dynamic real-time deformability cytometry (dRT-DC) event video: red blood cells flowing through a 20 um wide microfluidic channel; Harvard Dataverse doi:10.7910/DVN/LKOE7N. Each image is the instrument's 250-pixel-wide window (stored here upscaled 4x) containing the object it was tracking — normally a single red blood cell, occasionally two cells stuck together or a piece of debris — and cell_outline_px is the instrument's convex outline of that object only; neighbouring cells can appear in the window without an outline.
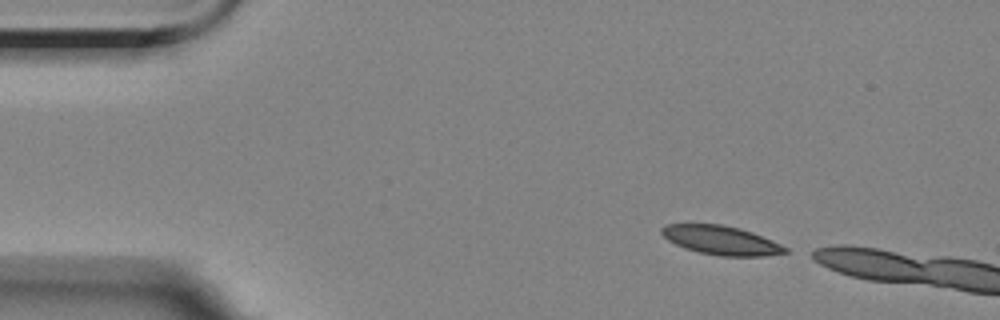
{"species": "Egyptian fruit bat (a non-hibernating species)", "species_latin": "Rousettus aegyptiacus", "temperature_condition": "room temperature", "stored_images_in_passage": 2, "camera_frame_rate_fps": 3000, "um_per_image_px": 0.085, "animal": {"sex": "female"}, "frame": {"image": 1, "passage_image": 1, "time_ms": 0.0, "image_size_px": [1000, 320], "cell_outline_px": [[788, 252], [764, 256], [720, 256], [700, 252], [684, 248], [668, 240], [660, 232], [660, 228], [668, 224], [720, 224], [740, 228], [752, 232], [772, 240], [788, 248]], "centroid_in_image_um": [61.29, 20.42], "position_along_channel_um": 23.7, "area_um2": 20.75}}